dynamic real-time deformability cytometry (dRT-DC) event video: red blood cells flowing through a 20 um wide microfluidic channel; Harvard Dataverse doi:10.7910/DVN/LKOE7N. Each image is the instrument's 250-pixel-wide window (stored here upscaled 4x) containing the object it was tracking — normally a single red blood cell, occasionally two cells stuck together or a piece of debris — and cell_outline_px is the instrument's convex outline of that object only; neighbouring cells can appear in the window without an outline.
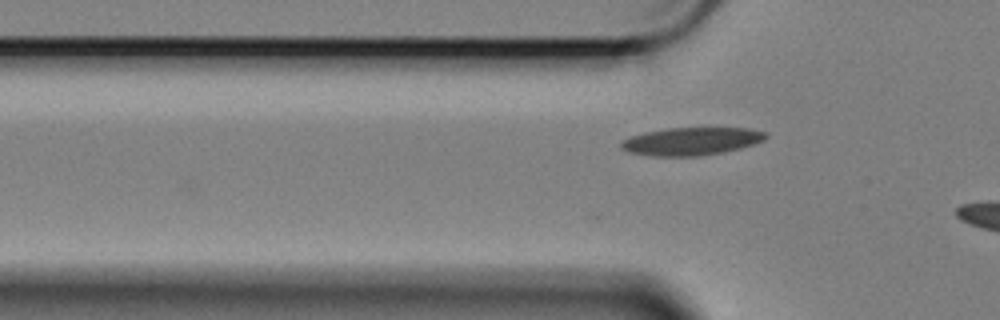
{"species": "Egyptian fruit bat (a non-hibernating species)", "species_latin": "Rousettus aegyptiacus", "temperature_condition": "cold", "stored_images_in_passage": 6, "camera_frame_rate_fps": 3000, "um_per_image_px": 0.085, "animal": {"sex": "female"}, "frame": {"image": 1, "passage_image": 3, "time_ms": 0.667, "image_size_px": [1000, 320], "cell_outline_px": [[768, 136], [764, 140], [740, 148], [724, 152], [696, 156], [652, 156], [628, 152], [620, 148], [620, 140], [644, 132], [668, 128], [748, 128], [768, 132]], "centroid_in_image_um": [58.74, 12.0], "position_along_channel_um": 67.1, "area_um2": 23.52}}